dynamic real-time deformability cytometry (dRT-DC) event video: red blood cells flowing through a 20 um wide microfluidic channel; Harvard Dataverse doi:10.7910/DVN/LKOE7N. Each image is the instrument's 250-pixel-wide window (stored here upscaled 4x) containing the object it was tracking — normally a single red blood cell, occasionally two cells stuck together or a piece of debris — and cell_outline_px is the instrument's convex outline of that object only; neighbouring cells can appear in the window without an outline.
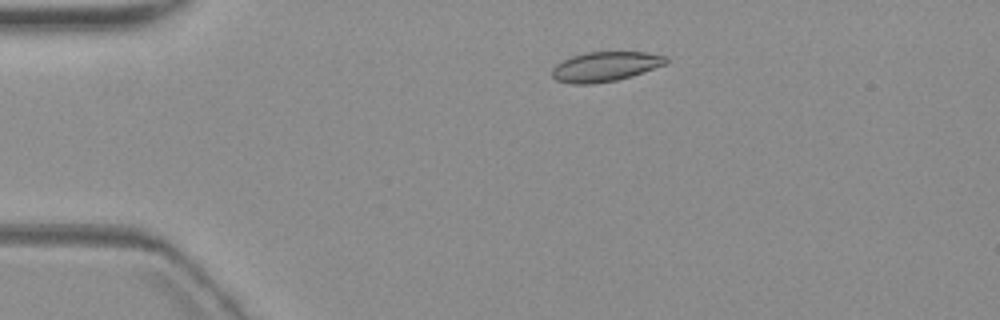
{"species": "common noctule bat (a hibernating species)", "species_latin": "Nyctalus noctula", "temperature_condition": "warm", "stored_images_in_passage": 7, "camera_frame_rate_fps": 3000, "um_per_image_px": 0.085, "animal": {"sex": "female", "body_mass_g": 19.3, "forearm_length_mm": 54.1}, "frame": {"image": 1, "passage_image": 3, "time_ms": 2.333, "image_size_px": [1000, 320], "cell_outline_px": [[668, 60], [664, 64], [644, 72], [616, 80], [588, 84], [572, 84], [556, 80], [552, 76], [552, 68], [556, 64], [572, 56], [588, 52], [644, 52], [668, 56]], "centroid_in_image_um": [51.43, 5.65], "position_along_channel_um": 33.6, "area_um2": 19.54}}
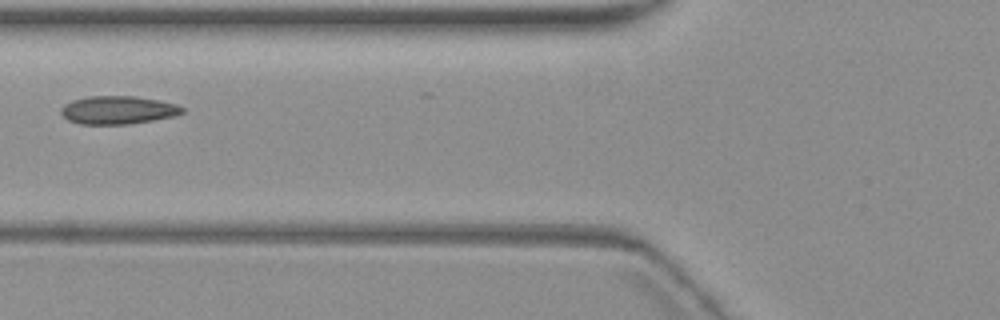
{"frame": {"image": 2, "passage_image": 6, "time_ms": 6.0, "image_size_px": [1000, 320], "cell_outline_px": [[184, 112], [176, 116], [128, 124], [80, 124], [68, 120], [60, 112], [60, 108], [64, 104], [72, 100], [88, 96], [136, 96], [160, 100], [176, 104], [184, 108]], "centroid_in_image_um": [10.03, 9.35], "position_along_channel_um": 115.8, "area_um2": 20.0}}
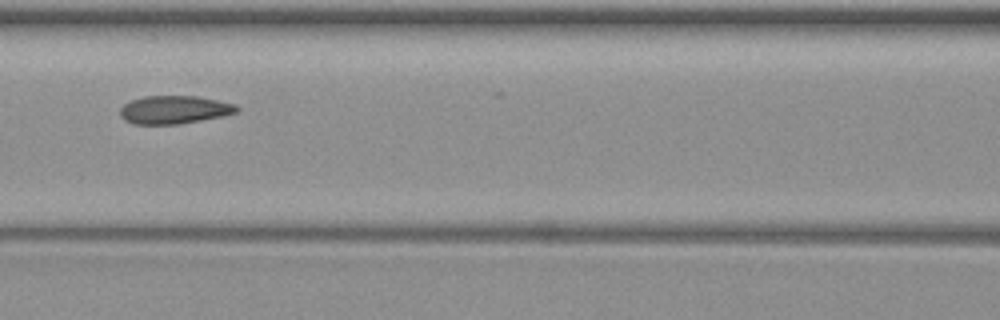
{"frame": {"image": 3, "passage_image": 7, "time_ms": 7.0, "image_size_px": [1000, 320], "cell_outline_px": [[240, 108], [236, 112], [224, 116], [180, 124], [132, 124], [124, 120], [120, 116], [120, 108], [124, 104], [132, 100], [144, 96], [196, 96], [236, 104]], "centroid_in_image_um": [14.81, 9.33], "position_along_channel_um": 151.8, "area_um2": 19.19}}